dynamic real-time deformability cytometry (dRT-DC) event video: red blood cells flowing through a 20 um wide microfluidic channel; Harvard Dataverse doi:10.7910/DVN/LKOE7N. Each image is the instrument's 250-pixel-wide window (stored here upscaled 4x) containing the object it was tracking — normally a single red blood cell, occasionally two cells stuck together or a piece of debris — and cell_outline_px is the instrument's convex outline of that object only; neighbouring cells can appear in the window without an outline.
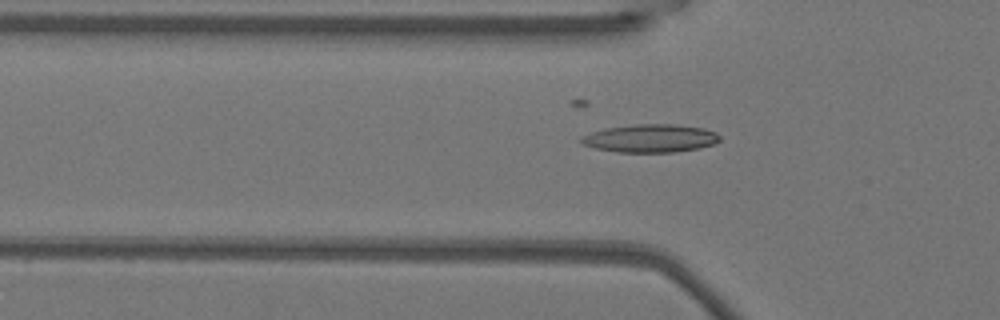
{"species": "Egyptian fruit bat (a non-hibernating species)", "species_latin": "Rousettus aegyptiacus", "temperature_condition": "warm", "stored_images_in_passage": 51, "segment_of_instrument_passage": [1, 2], "camera_frame_rate_fps": 3000, "um_per_image_px": 0.085, "animal": {"sex": "female"}, "frame": {"image": 1, "passage_image": 14, "time_ms": 4.333, "image_size_px": [1000, 320], "cell_outline_px": [[720, 140], [716, 144], [700, 148], [676, 152], [616, 152], [596, 148], [584, 144], [580, 140], [584, 136], [592, 132], [604, 128], [632, 124], [672, 124], [704, 128], [716, 132], [720, 136]], "centroid_in_image_um": [55.34, 11.75], "position_along_channel_um": 70.5, "area_um2": 22.72}}
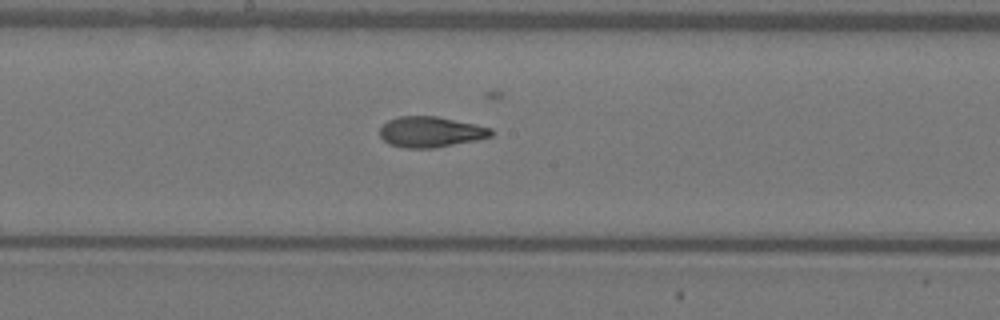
{"frame": {"image": 2, "passage_image": 25, "time_ms": 8.0, "image_size_px": [1000, 320], "cell_outline_px": [[492, 136], [476, 140], [436, 148], [404, 148], [388, 144], [380, 136], [380, 128], [388, 120], [400, 116], [436, 116], [476, 124], [492, 128]], "centroid_in_image_um": [36.6, 11.22], "position_along_channel_um": 211.6, "area_um2": 19.94}}
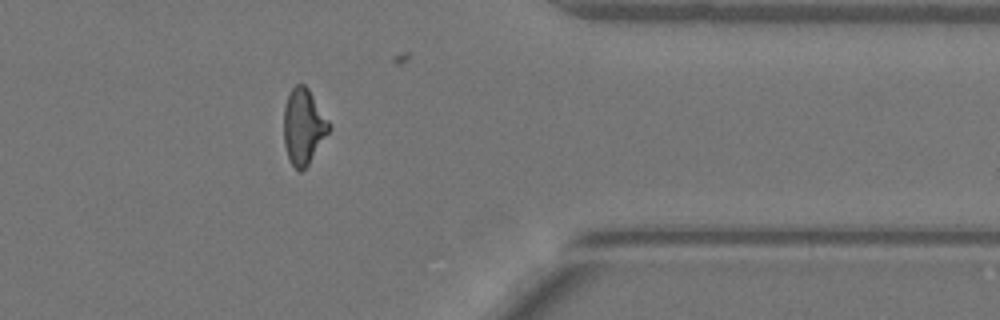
{"frame": {"image": 3, "passage_image": 40, "time_ms": 13.0, "image_size_px": [1000, 320], "cell_outline_px": [[332, 128], [308, 164], [300, 172], [288, 160], [284, 144], [284, 108], [288, 92], [296, 84], [304, 84], [308, 88], [332, 124]], "centroid_in_image_um": [25.81, 10.73], "position_along_channel_um": 385.6, "area_um2": 20.11}}